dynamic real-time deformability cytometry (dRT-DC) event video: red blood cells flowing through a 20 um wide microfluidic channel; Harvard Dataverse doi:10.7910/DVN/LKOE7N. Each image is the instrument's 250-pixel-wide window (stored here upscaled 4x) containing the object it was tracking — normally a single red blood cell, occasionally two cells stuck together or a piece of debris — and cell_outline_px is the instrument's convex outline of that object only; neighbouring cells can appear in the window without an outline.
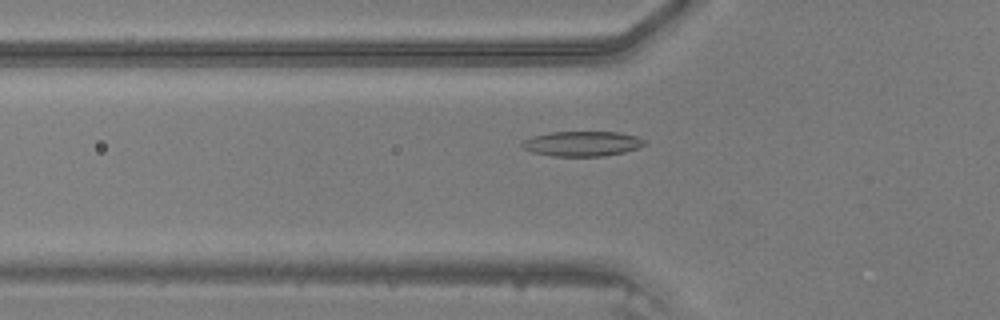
{"species": "common noctule bat (a hibernating species)", "species_latin": "Nyctalus noctula", "temperature_condition": "warm", "stored_images_in_passage": 36, "camera_frame_rate_fps": 3000, "um_per_image_px": 0.085, "animal": {"sex": "male", "body_mass_g": 20.5, "forearm_length_mm": 52.5}, "frame": {"image": 1, "passage_image": 11, "time_ms": 3.333, "image_size_px": [1000, 320], "cell_outline_px": [[648, 144], [624, 152], [604, 156], [552, 156], [532, 152], [524, 148], [520, 144], [524, 140], [532, 136], [552, 132], [620, 132], [636, 136], [644, 140]], "centroid_in_image_um": [49.49, 12.21], "position_along_channel_um": 76.3, "area_um2": 17.8}}
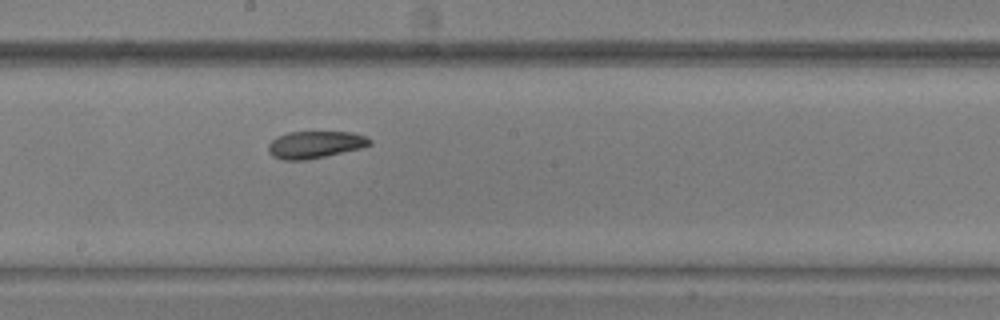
{"frame": {"image": 2, "passage_image": 21, "time_ms": 6.667, "image_size_px": [1000, 320], "cell_outline_px": [[372, 144], [360, 148], [324, 156], [304, 160], [284, 160], [272, 156], [268, 152], [268, 144], [276, 136], [288, 132], [352, 132], [364, 136], [372, 140]], "centroid_in_image_um": [26.75, 12.28], "position_along_channel_um": 221.5, "area_um2": 15.95}}
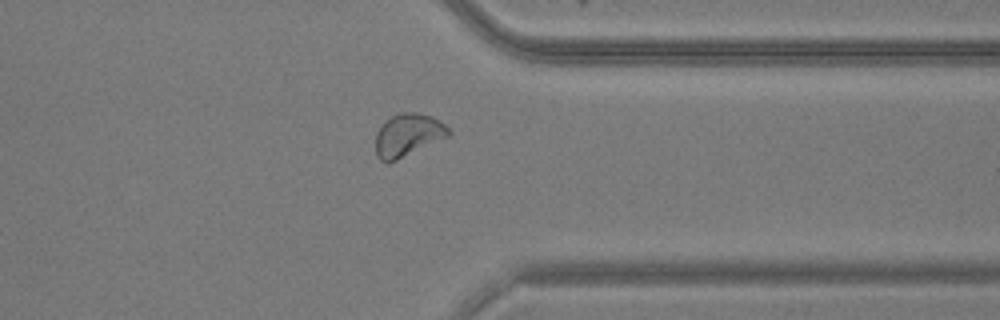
{"frame": {"image": 3, "passage_image": 32, "time_ms": 10.333, "image_size_px": [1000, 320], "cell_outline_px": [[452, 132], [448, 136], [388, 164], [380, 160], [376, 156], [376, 132], [392, 116], [400, 112], [416, 112], [432, 116], [444, 124]], "centroid_in_image_um": [34.66, 11.49], "position_along_channel_um": 376.7, "area_um2": 17.98}}